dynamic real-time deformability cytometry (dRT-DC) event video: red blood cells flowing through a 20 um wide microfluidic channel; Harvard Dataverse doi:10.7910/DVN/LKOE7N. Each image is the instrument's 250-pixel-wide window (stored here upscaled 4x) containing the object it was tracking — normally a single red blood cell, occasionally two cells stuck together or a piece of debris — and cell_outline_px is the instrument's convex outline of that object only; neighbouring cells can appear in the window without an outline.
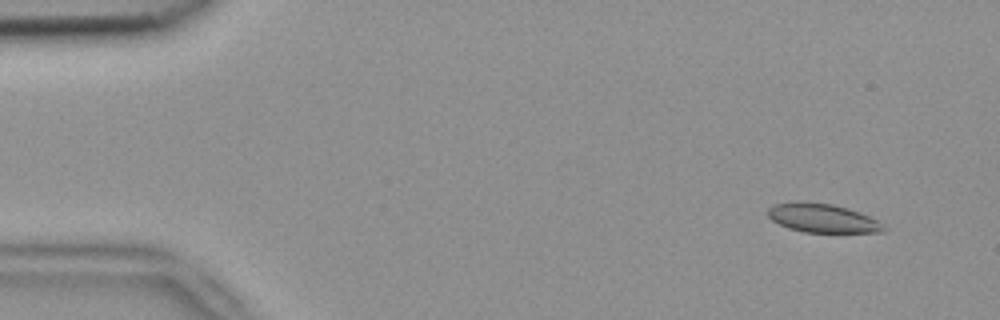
{"species": "common noctule bat (a hibernating species)", "species_latin": "Nyctalus noctula", "temperature_condition": "room temperature", "stored_images_in_passage": 5, "camera_frame_rate_fps": 3000, "um_per_image_px": 0.085, "animal": {"sex": "female", "body_mass_g": 18.4}, "frame": {"image": 1, "passage_image": 2, "time_ms": 0.333, "image_size_px": [1000, 320], "cell_outline_px": [[888, 228], [884, 232], [804, 232], [788, 228], [772, 220], [768, 216], [768, 208], [772, 204], [832, 204], [848, 208], [860, 212], [876, 220]], "centroid_in_image_um": [69.97, 18.58], "position_along_channel_um": 15.0, "area_um2": 18.73}}
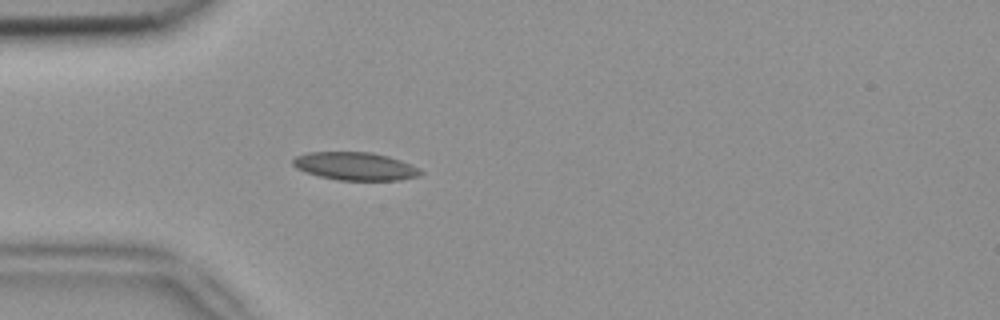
{"frame": {"image": 2, "passage_image": 5, "time_ms": 1.333, "image_size_px": [1000, 320], "cell_outline_px": [[424, 172], [416, 176], [400, 180], [336, 180], [304, 172], [296, 168], [292, 164], [292, 160], [296, 156], [308, 152], [372, 152], [388, 156], [400, 160]], "centroid_in_image_um": [30.13, 14.12], "position_along_channel_um": 54.9, "area_um2": 20.69}}